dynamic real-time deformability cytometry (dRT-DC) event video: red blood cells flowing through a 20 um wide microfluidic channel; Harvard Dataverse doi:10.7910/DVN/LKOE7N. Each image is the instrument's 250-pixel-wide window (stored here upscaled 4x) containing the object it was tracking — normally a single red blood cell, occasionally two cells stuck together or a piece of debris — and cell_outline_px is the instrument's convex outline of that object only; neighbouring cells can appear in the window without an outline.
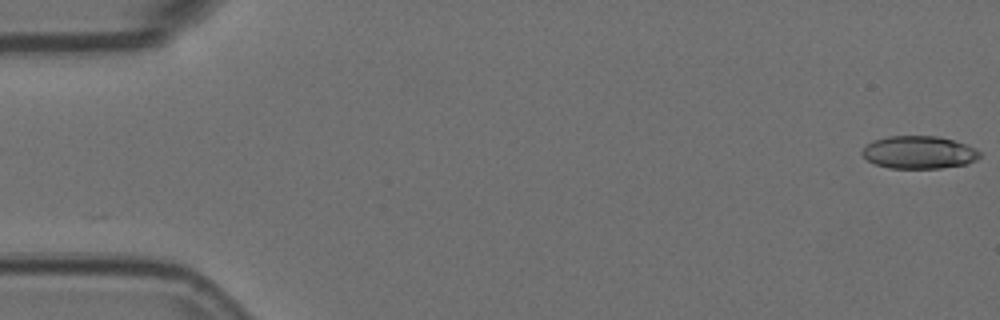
{"species": "Egyptian fruit bat (a non-hibernating species)", "species_latin": "Rousettus aegyptiacus", "temperature_condition": "room temperature", "stored_images_in_passage": 6, "camera_frame_rate_fps": 3000, "um_per_image_px": 0.085, "animal": {"sex": "female"}, "frame": {"image": 1, "passage_image": 1, "time_ms": 0.0, "image_size_px": [1000, 320], "cell_outline_px": [[980, 156], [976, 160], [968, 164], [940, 168], [888, 168], [876, 164], [868, 160], [860, 152], [872, 140], [888, 136], [936, 136], [968, 144], [976, 148], [980, 152]], "centroid_in_image_um": [78.13, 12.95], "position_along_channel_um": 6.9, "area_um2": 22.48}}
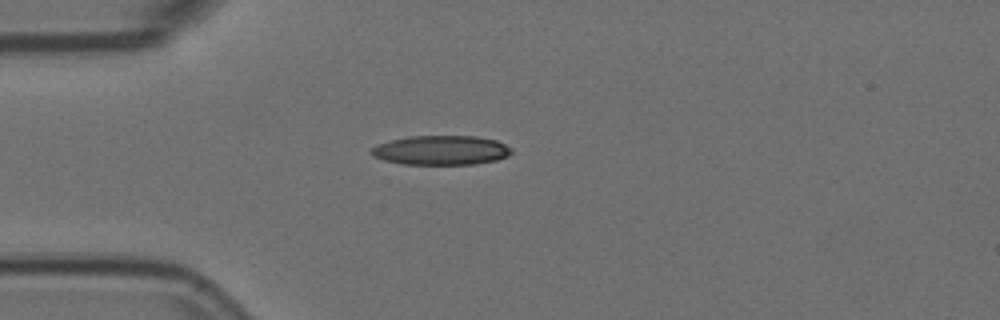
{"frame": {"image": 2, "passage_image": 5, "time_ms": 1.333, "image_size_px": [1000, 320], "cell_outline_px": [[512, 152], [508, 156], [496, 160], [472, 164], [400, 164], [384, 160], [372, 156], [372, 148], [380, 144], [392, 140], [408, 136], [476, 136], [496, 140], [512, 148]], "centroid_in_image_um": [37.51, 12.77], "position_along_channel_um": 47.5, "area_um2": 23.87}}